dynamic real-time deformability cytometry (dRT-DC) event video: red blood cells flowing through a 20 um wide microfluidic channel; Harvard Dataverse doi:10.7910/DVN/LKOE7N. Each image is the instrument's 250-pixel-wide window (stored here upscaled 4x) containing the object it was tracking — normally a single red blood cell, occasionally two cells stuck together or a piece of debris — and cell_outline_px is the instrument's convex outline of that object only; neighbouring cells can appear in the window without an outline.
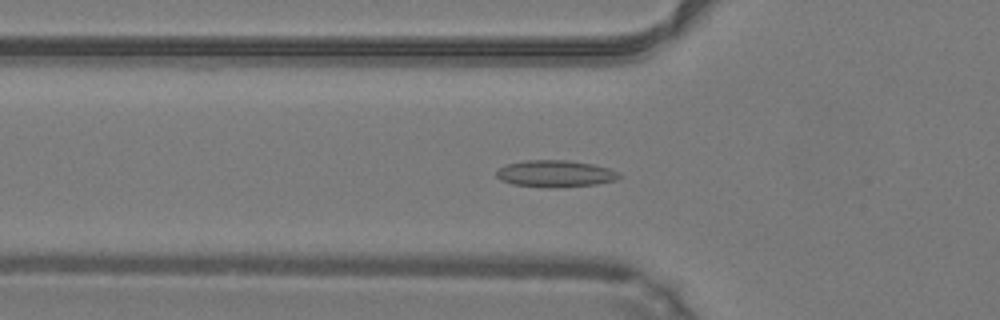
{"species": "common noctule bat (a hibernating species)", "species_latin": "Nyctalus noctula", "temperature_condition": "warm", "stored_images_in_passage": 39, "camera_frame_rate_fps": 3000, "um_per_image_px": 0.085, "animal": {"sex": "male", "body_mass_g": 19.2, "forearm_length_mm": 51.8}, "frame": {"image": 1, "passage_image": 7, "time_ms": 2.0, "image_size_px": [1000, 320], "cell_outline_px": [[620, 176], [616, 180], [596, 184], [548, 188], [512, 184], [500, 180], [496, 176], [496, 172], [500, 168], [508, 164], [524, 160], [568, 160], [592, 164], [608, 168], [616, 172]], "centroid_in_image_um": [47.16, 14.76], "position_along_channel_um": 78.6, "area_um2": 19.02}}
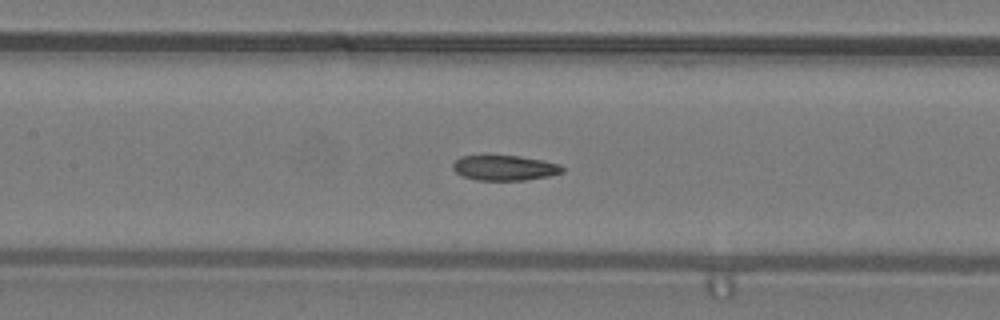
{"frame": {"image": 2, "passage_image": 13, "time_ms": 4.0, "image_size_px": [1000, 320], "cell_outline_px": [[564, 172], [548, 176], [524, 180], [476, 180], [464, 176], [456, 172], [452, 168], [452, 164], [460, 156], [520, 156], [544, 160], [560, 164], [564, 168]], "centroid_in_image_um": [42.92, 14.27], "position_along_channel_um": 164.5, "area_um2": 16.01}}
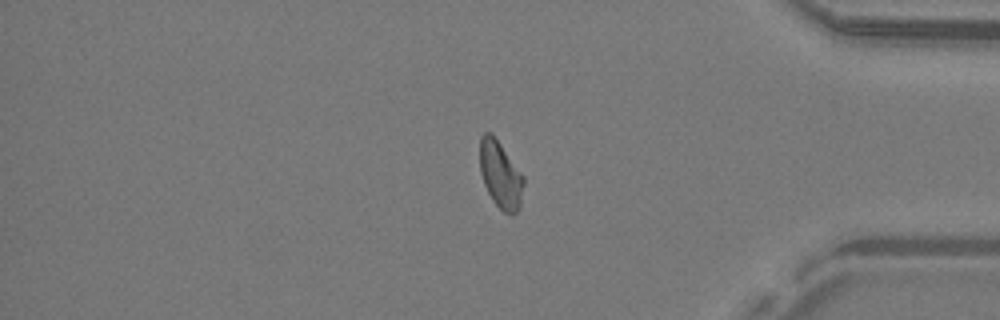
{"frame": {"image": 3, "passage_image": 31, "time_ms": 10.0, "image_size_px": [1000, 320], "cell_outline_px": [[524, 184], [520, 208], [512, 216], [504, 212], [492, 200], [484, 184], [480, 172], [480, 136], [484, 132], [492, 132], [524, 176]], "centroid_in_image_um": [42.54, 14.85], "position_along_channel_um": 392.7, "area_um2": 17.28}, "authors_computed_cell_mechanics": {"area_um2": 16.9932, "velocity_mm_per_s": 4.2465, "shape_relaxation_time_tau1_ms": null, "shape_relaxation_time_tau2_ms": 1.9949, "deformation_change_tau1": null, "deformation_change_tau2": 0.0708}}